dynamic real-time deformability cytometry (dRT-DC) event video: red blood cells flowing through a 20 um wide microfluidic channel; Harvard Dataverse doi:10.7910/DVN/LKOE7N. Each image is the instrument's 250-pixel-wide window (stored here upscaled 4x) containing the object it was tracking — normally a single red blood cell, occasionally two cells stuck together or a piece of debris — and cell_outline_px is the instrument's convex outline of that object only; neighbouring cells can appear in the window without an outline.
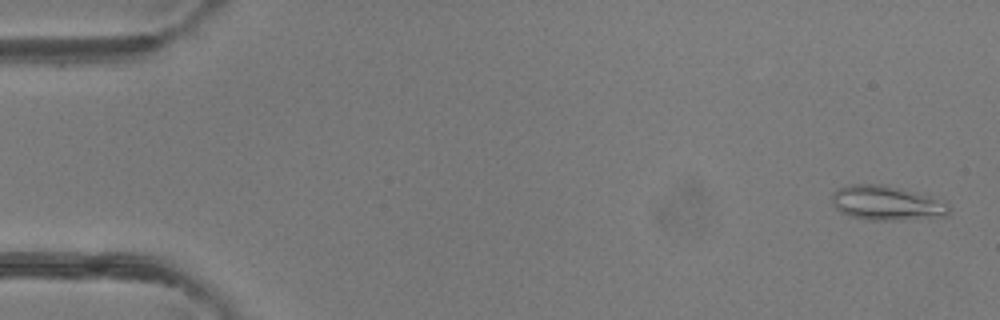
{"species": "common noctule bat (a hibernating species)", "species_latin": "Nyctalus noctula", "temperature_condition": "room temperature", "stored_images_in_passage": 5, "camera_frame_rate_fps": 3000, "um_per_image_px": 0.085, "animal": {"sex": "female"}, "frame": {"image": 1, "passage_image": 1, "time_ms": 0.0, "image_size_px": [1000, 320], "cell_outline_px": [[948, 216], [896, 220], [868, 220], [852, 216], [840, 212], [832, 204], [832, 192], [836, 188], [848, 184], [880, 184], [916, 192], [928, 196], [948, 204]], "centroid_in_image_um": [75.29, 17.25], "position_along_channel_um": 9.7, "area_um2": 23.41}}